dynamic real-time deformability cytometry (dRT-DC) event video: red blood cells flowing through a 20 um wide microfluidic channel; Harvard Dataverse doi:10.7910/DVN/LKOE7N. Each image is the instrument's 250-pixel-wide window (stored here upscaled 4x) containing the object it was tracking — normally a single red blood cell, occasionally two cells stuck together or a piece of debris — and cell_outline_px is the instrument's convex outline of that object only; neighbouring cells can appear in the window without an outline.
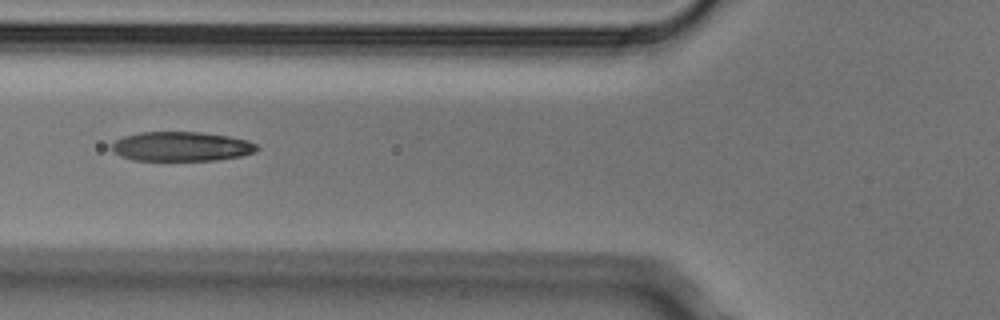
{"species": "Egyptian fruit bat (a non-hibernating species)", "species_latin": "Rousettus aegyptiacus", "temperature_condition": "cold", "stored_images_in_passage": 5, "camera_frame_rate_fps": 3000, "um_per_image_px": 0.085, "animal": {"sex": "male"}, "frame": {"image": 1, "passage_image": 5, "time_ms": 1.333, "image_size_px": [1000, 320], "cell_outline_px": [[260, 148], [256, 152], [240, 156], [216, 160], [132, 160], [120, 156], [112, 152], [112, 144], [116, 140], [124, 136], [140, 132], [200, 132], [228, 136], [248, 140], [256, 144]], "centroid_in_image_um": [15.42, 12.45], "position_along_channel_um": 110.4, "area_um2": 24.97}}